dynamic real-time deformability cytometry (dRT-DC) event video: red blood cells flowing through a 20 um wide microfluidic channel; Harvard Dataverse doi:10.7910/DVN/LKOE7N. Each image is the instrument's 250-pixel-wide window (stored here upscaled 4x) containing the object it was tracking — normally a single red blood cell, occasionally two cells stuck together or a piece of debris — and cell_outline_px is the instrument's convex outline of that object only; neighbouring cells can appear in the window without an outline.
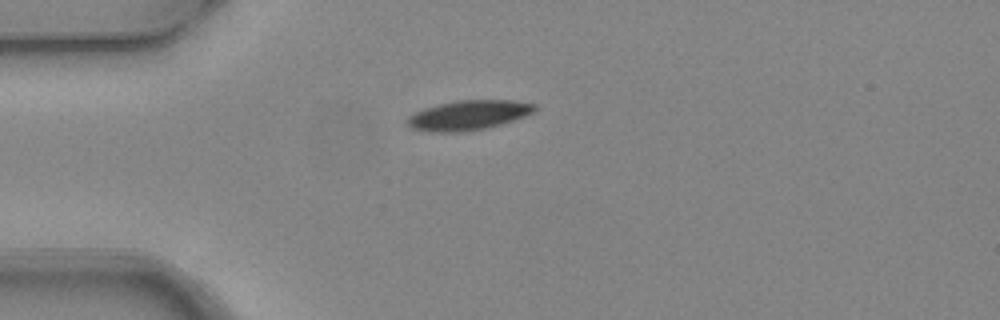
{"species": "common noctule bat (a hibernating species)", "species_latin": "Nyctalus noctula", "temperature_condition": "warm", "stored_images_in_passage": 1, "camera_frame_rate_fps": 3000, "um_per_image_px": 0.085, "animal": {"sex": "female", "body_mass_g": 24.6, "forearm_length_mm": 56.2}, "frame": {"image": 1, "passage_image": 1, "time_ms": 0.0, "image_size_px": [1000, 320], "cell_outline_px": [[536, 108], [532, 112], [524, 116], [488, 128], [464, 132], [432, 132], [412, 128], [404, 120], [408, 116], [424, 108], [456, 100], [516, 100], [536, 104]], "centroid_in_image_um": [39.8, 9.79], "position_along_channel_um": 45.2, "area_um2": 22.02}}